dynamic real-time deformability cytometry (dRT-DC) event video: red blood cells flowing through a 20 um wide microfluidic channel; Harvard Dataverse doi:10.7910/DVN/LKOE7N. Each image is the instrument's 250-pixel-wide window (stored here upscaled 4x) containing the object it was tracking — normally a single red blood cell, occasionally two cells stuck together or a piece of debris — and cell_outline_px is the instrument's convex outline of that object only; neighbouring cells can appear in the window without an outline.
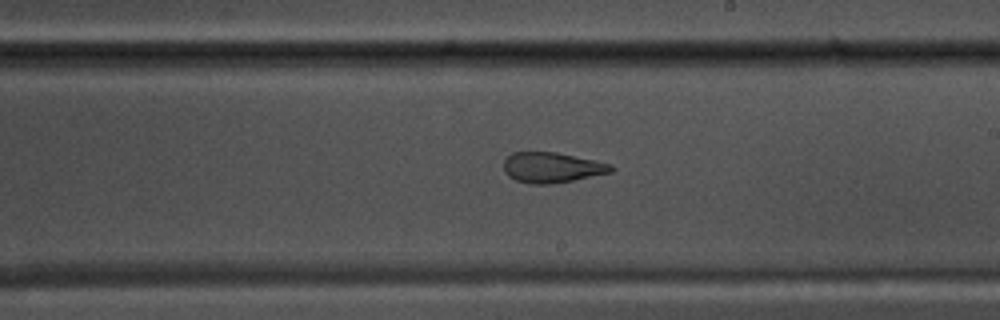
{"species": "common noctule bat (a hibernating species)", "species_latin": "Nyctalus noctula", "temperature_condition": "warm", "stored_images_in_passage": 47, "camera_frame_rate_fps": 3000, "um_per_image_px": 0.085, "animal": {"sex": "male", "body_mass_g": 17.5, "forearm_length_mm": 52.3}, "frame": {"image": 1, "passage_image": 24, "time_ms": 7.667, "image_size_px": [1000, 320], "cell_outline_px": [[616, 168], [612, 172], [552, 184], [532, 184], [516, 180], [508, 176], [504, 172], [504, 160], [512, 152], [556, 152], [612, 164]], "centroid_in_image_um": [46.91, 14.24], "position_along_channel_um": 242.1, "area_um2": 18.96}}
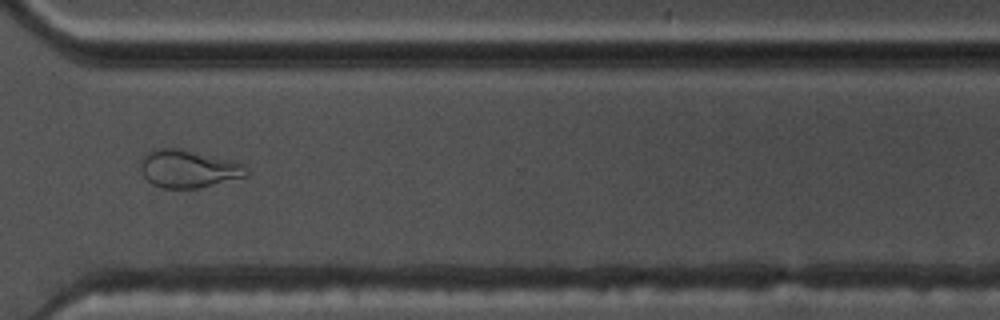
{"frame": {"image": 2, "passage_image": 33, "time_ms": 10.667, "image_size_px": [1000, 320], "cell_outline_px": [[248, 176], [200, 188], [160, 188], [152, 184], [144, 176], [140, 168], [140, 160], [152, 148], [180, 148], [244, 164], [248, 172]], "centroid_in_image_um": [15.98, 14.35], "position_along_channel_um": 354.6, "area_um2": 23.29}}
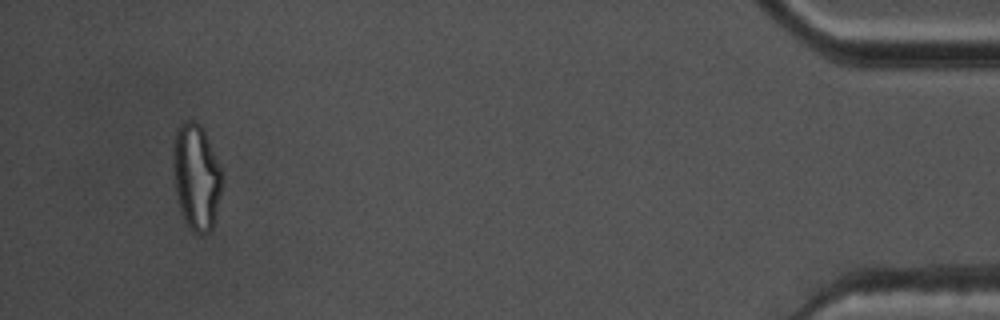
{"frame": {"image": 3, "passage_image": 44, "time_ms": 14.333, "image_size_px": [1000, 320], "cell_outline_px": [[224, 176], [216, 216], [212, 228], [208, 232], [200, 236], [192, 232], [180, 208], [176, 196], [172, 152], [172, 148], [176, 128], [184, 120], [196, 120], [204, 128]], "centroid_in_image_um": [16.69, 14.99], "position_along_channel_um": 418.5, "area_um2": 30.69}}